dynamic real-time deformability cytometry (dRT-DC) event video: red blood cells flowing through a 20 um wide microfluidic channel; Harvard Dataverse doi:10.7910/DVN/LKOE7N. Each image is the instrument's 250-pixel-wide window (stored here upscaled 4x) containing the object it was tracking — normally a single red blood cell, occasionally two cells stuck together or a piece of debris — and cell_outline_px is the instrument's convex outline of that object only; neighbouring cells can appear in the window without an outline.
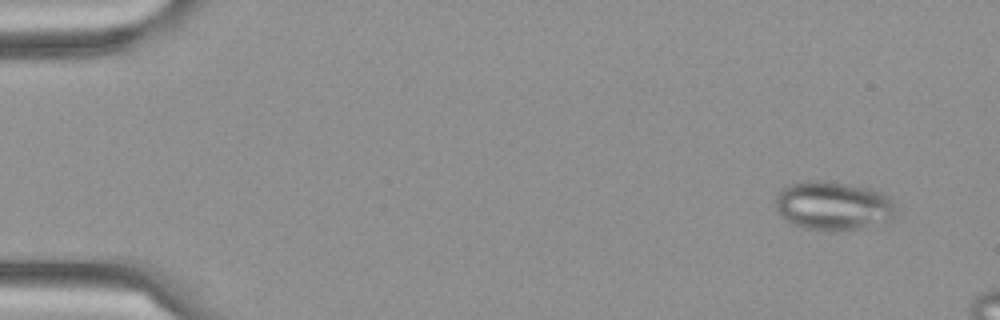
{"species": "Egyptian fruit bat (a non-hibernating species)", "species_latin": "Rousettus aegyptiacus", "temperature_condition": "cold", "stored_images_in_passage": 5, "camera_frame_rate_fps": 3000, "um_per_image_px": 0.085, "frame": {"image": 1, "passage_image": 2, "time_ms": 0.333, "image_size_px": [1000, 320], "cell_outline_px": [[896, 216], [888, 220], [864, 228], [844, 232], [832, 232], [804, 228], [792, 224], [776, 208], [776, 196], [784, 188], [792, 184], [804, 180], [824, 180], [868, 188], [880, 192], [888, 196], [892, 200], [896, 212]], "centroid_in_image_um": [70.85, 17.51], "position_along_channel_um": 14.2, "area_um2": 34.39}}